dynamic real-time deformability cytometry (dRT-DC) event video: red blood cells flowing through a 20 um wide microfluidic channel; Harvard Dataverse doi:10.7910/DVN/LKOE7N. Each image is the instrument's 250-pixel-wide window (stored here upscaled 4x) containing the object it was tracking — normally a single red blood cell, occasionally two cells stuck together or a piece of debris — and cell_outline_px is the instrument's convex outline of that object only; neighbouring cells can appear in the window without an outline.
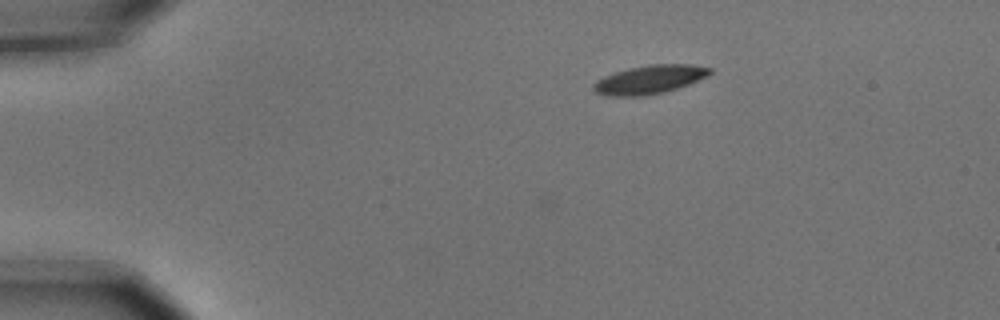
{"species": "common noctule bat (a hibernating species)", "species_latin": "Nyctalus noctula", "temperature_condition": "cold", "stored_images_in_passage": 6, "camera_frame_rate_fps": 3000, "um_per_image_px": 0.085, "animal": {"sex": "male", "body_mass_g": 15.6}, "frame": {"image": 1, "passage_image": 4, "time_ms": 1.0, "image_size_px": [1000, 320], "cell_outline_px": [[712, 72], [708, 76], [688, 84], [664, 92], [644, 96], [608, 96], [596, 92], [592, 88], [592, 84], [596, 80], [604, 76], [628, 68], [648, 64], [692, 64], [712, 68]], "centroid_in_image_um": [55.21, 6.75], "position_along_channel_um": 29.8, "area_um2": 19.48}}